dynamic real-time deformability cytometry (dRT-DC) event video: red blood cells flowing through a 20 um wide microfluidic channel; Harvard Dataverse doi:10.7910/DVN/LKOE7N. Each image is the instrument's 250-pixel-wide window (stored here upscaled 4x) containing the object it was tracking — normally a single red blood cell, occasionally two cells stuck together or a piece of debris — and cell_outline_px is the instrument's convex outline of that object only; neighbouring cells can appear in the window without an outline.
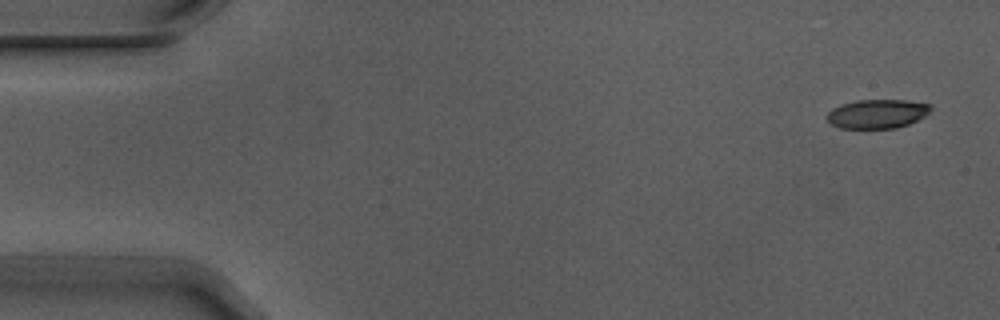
{"species": "Egyptian fruit bat (a non-hibernating species)", "species_latin": "Rousettus aegyptiacus", "temperature_condition": "warm", "stored_images_in_passage": 4, "camera_frame_rate_fps": 3000, "um_per_image_px": 0.085, "animal": {"sex": "male"}, "frame": {"image": 1, "passage_image": 1, "time_ms": 0.0, "image_size_px": [1000, 320], "cell_outline_px": [[932, 108], [924, 116], [908, 124], [896, 128], [840, 128], [832, 124], [824, 116], [832, 108], [840, 104], [856, 100], [908, 100], [932, 104]], "centroid_in_image_um": [74.54, 9.66], "position_along_channel_um": 10.5, "area_um2": 17.63}}
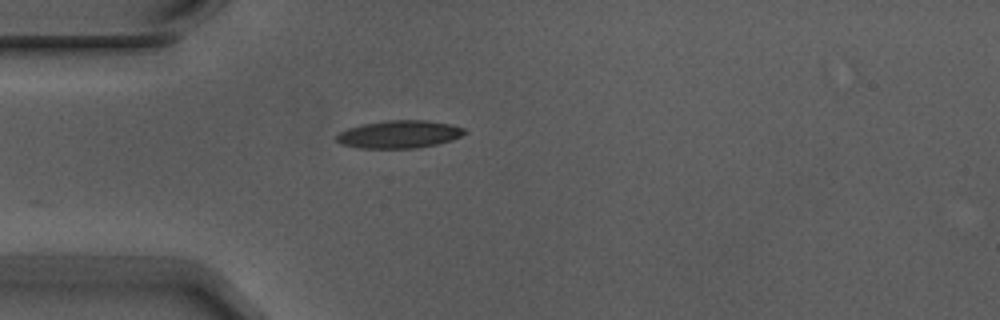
{"frame": {"image": 2, "passage_image": 4, "time_ms": 1.0, "image_size_px": [1000, 320], "cell_outline_px": [[468, 132], [452, 140], [436, 144], [416, 148], [360, 148], [340, 144], [336, 140], [336, 136], [340, 132], [348, 128], [360, 124], [388, 120], [428, 120], [452, 124], [464, 128]], "centroid_in_image_um": [33.94, 11.41], "position_along_channel_um": 51.1, "area_um2": 20.81}}